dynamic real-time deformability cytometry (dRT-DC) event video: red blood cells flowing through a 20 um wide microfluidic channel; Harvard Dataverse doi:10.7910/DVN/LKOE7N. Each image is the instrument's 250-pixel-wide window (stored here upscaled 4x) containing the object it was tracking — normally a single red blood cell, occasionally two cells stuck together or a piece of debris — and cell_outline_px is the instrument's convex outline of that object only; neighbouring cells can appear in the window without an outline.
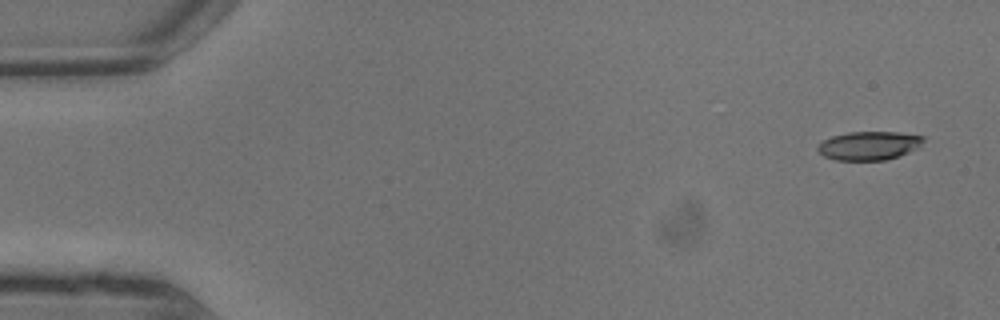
{"species": "common noctule bat (a hibernating species)", "species_latin": "Nyctalus noctula", "temperature_condition": "warm", "stored_images_in_passage": 7, "camera_frame_rate_fps": 3000, "um_per_image_px": 0.085, "animal": {"sex": "male", "body_mass_g": 13.3}, "frame": {"image": 1, "passage_image": 1, "time_ms": 0.0, "image_size_px": [1000, 320], "cell_outline_px": [[924, 140], [920, 148], [900, 156], [884, 160], [836, 160], [824, 156], [816, 148], [824, 140], [832, 136], [848, 132], [900, 132], [924, 136]], "centroid_in_image_um": [73.92, 12.38], "position_along_channel_um": 11.1, "area_um2": 17.74}}
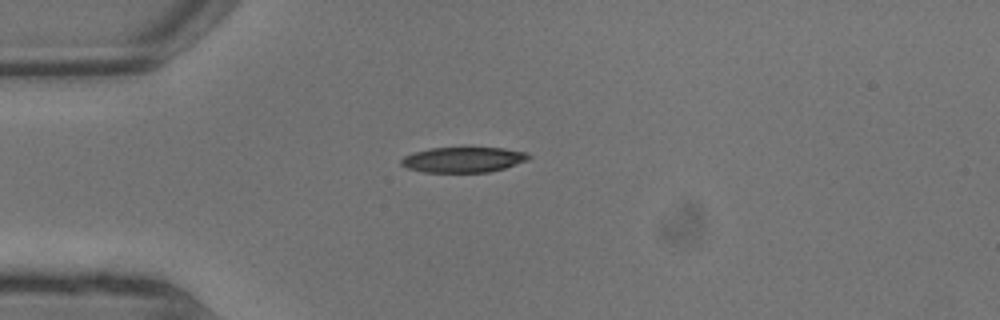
{"frame": {"image": 2, "passage_image": 5, "time_ms": 1.333, "image_size_px": [1000, 320], "cell_outline_px": [[532, 156], [528, 160], [504, 168], [488, 172], [424, 172], [408, 168], [400, 164], [400, 160], [404, 156], [428, 148], [504, 148], [528, 152]], "centroid_in_image_um": [39.4, 13.57], "position_along_channel_um": 45.6, "area_um2": 18.79}}
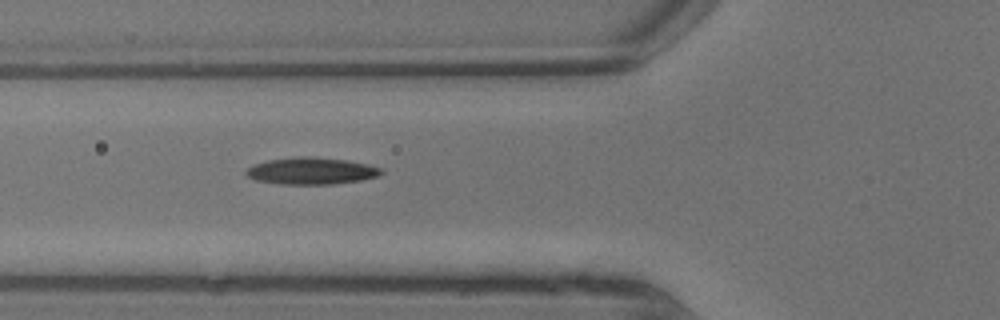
{"frame": {"image": 3, "passage_image": 7, "time_ms": 2.0, "image_size_px": [1000, 320], "cell_outline_px": [[384, 172], [376, 176], [360, 180], [332, 184], [280, 184], [256, 180], [248, 176], [244, 172], [252, 164], [268, 160], [296, 156], [312, 156], [348, 160], [368, 164], [384, 168]], "centroid_in_image_um": [26.47, 14.51], "position_along_channel_um": 99.3, "area_um2": 21.33}}